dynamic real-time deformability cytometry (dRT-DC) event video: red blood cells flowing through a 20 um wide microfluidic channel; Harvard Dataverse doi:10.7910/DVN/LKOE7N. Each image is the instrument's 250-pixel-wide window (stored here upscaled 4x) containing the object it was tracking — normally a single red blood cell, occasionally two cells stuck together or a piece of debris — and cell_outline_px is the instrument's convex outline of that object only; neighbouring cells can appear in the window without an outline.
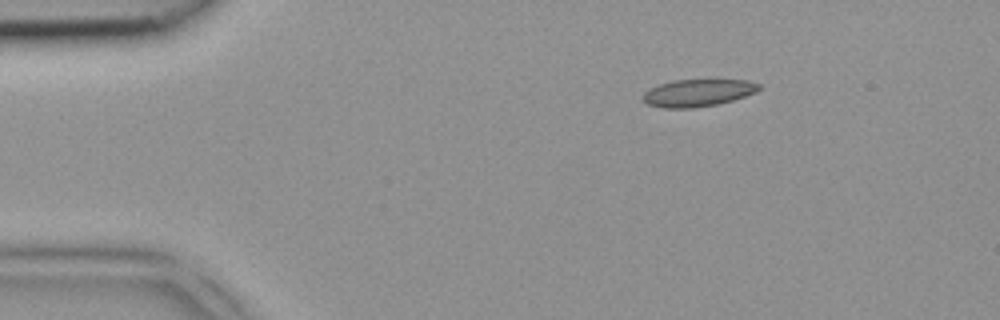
{"species": "common noctule bat (a hibernating species)", "species_latin": "Nyctalus noctula", "temperature_condition": "room temperature", "stored_images_in_passage": 4, "camera_frame_rate_fps": 3000, "um_per_image_px": 0.085, "animal": {"sex": "female", "body_mass_g": 18.4}, "frame": {"image": 1, "passage_image": 4, "time_ms": 1.0, "image_size_px": [1000, 320], "cell_outline_px": [[760, 88], [756, 92], [720, 104], [692, 108], [664, 108], [648, 104], [644, 100], [644, 92], [660, 84], [672, 80], [748, 80], [760, 84]], "centroid_in_image_um": [59.34, 7.89], "position_along_channel_um": 25.7, "area_um2": 18.26}}